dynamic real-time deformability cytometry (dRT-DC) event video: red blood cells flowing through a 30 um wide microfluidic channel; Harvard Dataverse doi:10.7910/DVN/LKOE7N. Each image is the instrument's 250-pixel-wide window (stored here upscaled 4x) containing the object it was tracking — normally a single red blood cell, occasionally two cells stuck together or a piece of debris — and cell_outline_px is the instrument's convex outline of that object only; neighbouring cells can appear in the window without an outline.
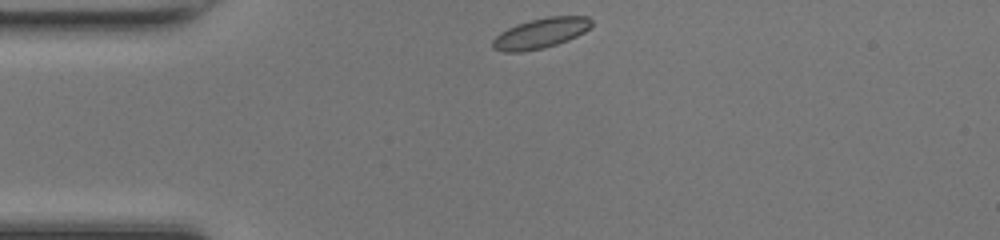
{"species": "common noctule bat (a hibernating species)", "species_latin": "Nyctalus noctula", "temperature_condition": "room temperature", "stored_images_in_passage": 33, "camera_frame_rate_fps": 3000, "um_per_image_px": 0.085, "animal": {"sex": "female", "body_mass_g": 17.0, "forearm_length_mm": 48.0}, "frame": {"image": 1, "passage_image": 1, "time_ms": 0.0, "image_size_px": [1000, 240], "cell_outline_px": [[592, 24], [584, 32], [568, 40], [544, 48], [520, 52], [504, 52], [492, 48], [492, 40], [500, 32], [516, 24], [528, 20], [548, 16], [588, 16], [592, 20]], "centroid_in_image_um": [45.93, 2.82], "position_along_channel_um": 39.1, "area_um2": 17.46}}
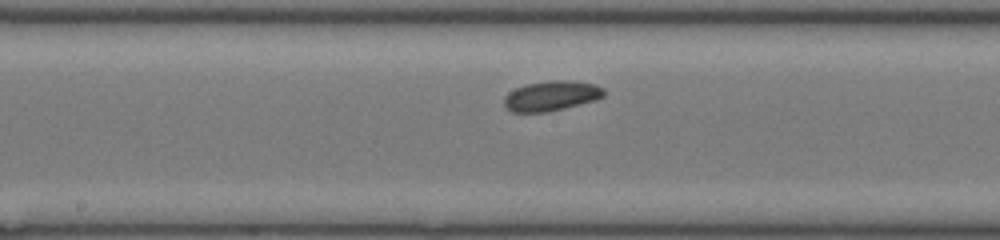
{"frame": {"image": 2, "passage_image": 15, "time_ms": 4.667, "image_size_px": [1000, 240], "cell_outline_px": [[604, 96], [596, 100], [544, 112], [512, 112], [504, 104], [504, 96], [508, 92], [524, 84], [552, 80], [572, 80], [596, 84], [604, 88]], "centroid_in_image_um": [46.87, 8.12], "position_along_channel_um": 201.3, "area_um2": 17.4}}
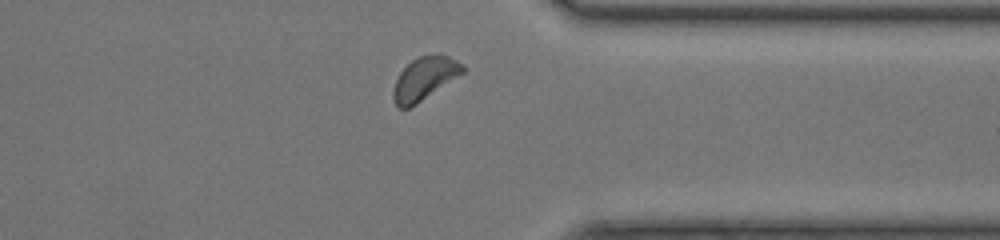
{"frame": {"image": 3, "passage_image": 28, "time_ms": 9.0, "image_size_px": [1000, 240], "cell_outline_px": [[468, 68], [464, 72], [416, 104], [408, 108], [400, 108], [396, 104], [392, 96], [392, 92], [396, 80], [400, 72], [412, 60], [420, 56], [436, 52], [448, 56], [464, 64]], "centroid_in_image_um": [36.11, 6.64], "position_along_channel_um": 375.3, "area_um2": 17.34}}